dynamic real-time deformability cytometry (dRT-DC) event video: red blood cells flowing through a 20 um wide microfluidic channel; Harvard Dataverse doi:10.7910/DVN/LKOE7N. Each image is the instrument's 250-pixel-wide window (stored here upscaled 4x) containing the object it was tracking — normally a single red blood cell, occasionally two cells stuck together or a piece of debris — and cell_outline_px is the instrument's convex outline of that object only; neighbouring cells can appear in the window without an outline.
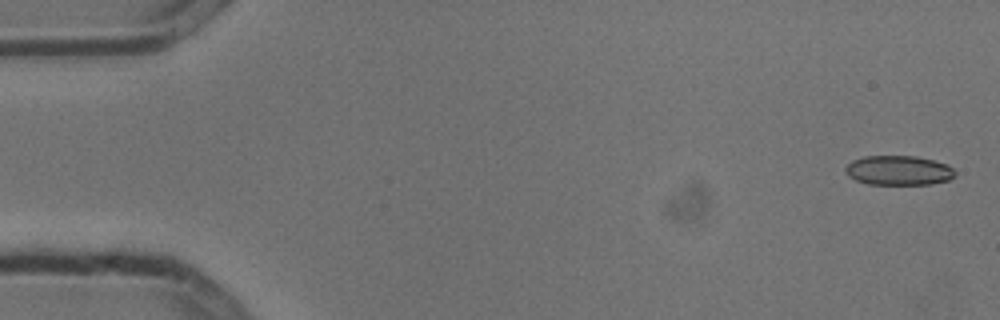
{"species": "common noctule bat (a hibernating species)", "species_latin": "Nyctalus noctula", "temperature_condition": "cold", "stored_images_in_passage": 5, "camera_frame_rate_fps": 3000, "um_per_image_px": 0.085, "animal": {"sex": "male", "body_mass_g": 13.3}, "frame": {"image": 1, "passage_image": 1, "time_ms": 0.0, "image_size_px": [1000, 320], "cell_outline_px": [[956, 176], [948, 180], [932, 184], [868, 184], [856, 180], [848, 176], [844, 172], [844, 168], [852, 160], [864, 156], [916, 156], [948, 164], [956, 172]], "centroid_in_image_um": [76.38, 14.48], "position_along_channel_um": 8.6, "area_um2": 19.02}}
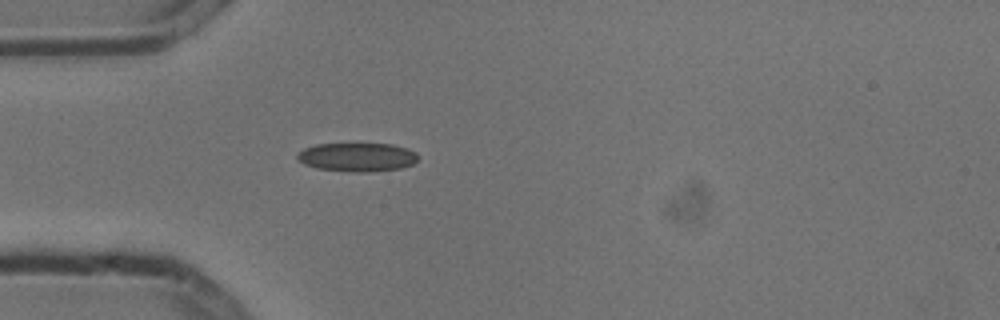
{"frame": {"image": 2, "passage_image": 5, "time_ms": 1.333, "image_size_px": [1000, 320], "cell_outline_px": [[416, 160], [412, 164], [400, 168], [364, 172], [356, 172], [316, 168], [304, 164], [296, 156], [296, 152], [304, 148], [316, 144], [392, 144], [408, 148], [416, 152]], "centroid_in_image_um": [30.33, 13.34], "position_along_channel_um": 54.7, "area_um2": 20.06}}